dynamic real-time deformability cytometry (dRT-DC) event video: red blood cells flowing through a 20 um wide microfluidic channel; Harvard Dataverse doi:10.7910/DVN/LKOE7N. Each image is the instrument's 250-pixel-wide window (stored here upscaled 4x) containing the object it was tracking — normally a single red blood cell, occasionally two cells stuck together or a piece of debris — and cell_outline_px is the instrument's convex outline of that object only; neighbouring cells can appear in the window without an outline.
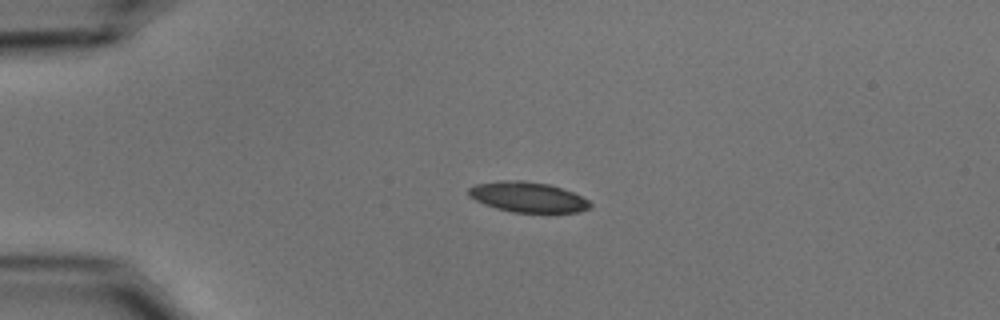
{"species": "common noctule bat (a hibernating species)", "species_latin": "Nyctalus noctula", "temperature_condition": "cold", "stored_images_in_passage": 42, "camera_frame_rate_fps": 3000, "um_per_image_px": 0.085, "animal": {"sex": "male", "body_mass_g": 15.6}, "frame": {"image": 1, "passage_image": 1, "time_ms": 0.0, "image_size_px": [1000, 320], "cell_outline_px": [[592, 208], [580, 212], [512, 212], [496, 208], [484, 204], [468, 196], [468, 188], [476, 184], [500, 180], [520, 180], [548, 184], [572, 192], [588, 200], [592, 204]], "centroid_in_image_um": [44.85, 16.75], "position_along_channel_um": 40.1, "area_um2": 21.39}}
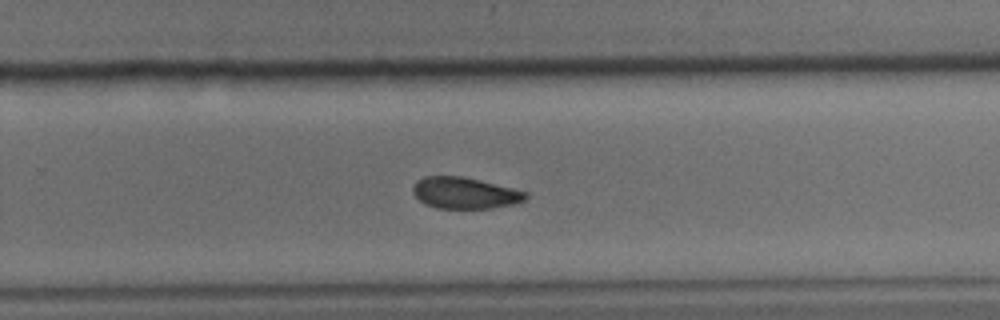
{"frame": {"image": 2, "passage_image": 24, "time_ms": 7.667, "image_size_px": [1000, 320], "cell_outline_px": [[528, 196], [524, 200], [512, 204], [492, 208], [436, 208], [424, 204], [412, 192], [412, 188], [416, 180], [424, 176], [460, 176], [480, 180], [528, 192]], "centroid_in_image_um": [39.48, 16.4], "position_along_channel_um": 290.3, "area_um2": 20.58}}
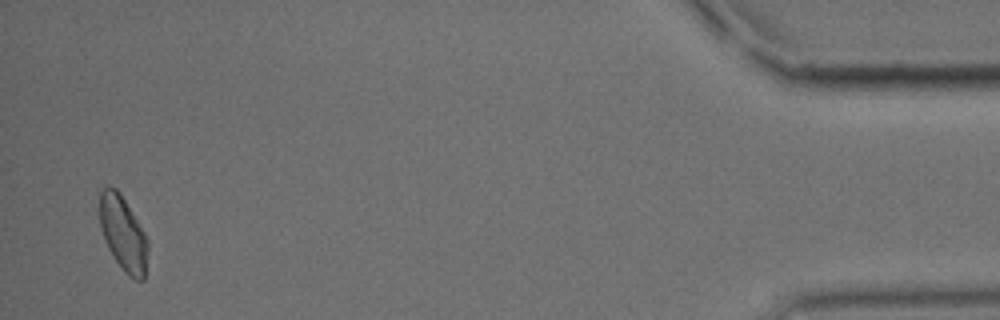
{"frame": {"image": 3, "passage_image": 41, "time_ms": 13.333, "image_size_px": [1000, 320], "cell_outline_px": [[148, 248], [144, 280], [136, 280], [128, 276], [124, 272], [108, 248], [104, 240], [100, 224], [100, 192], [104, 188], [116, 188], [120, 192], [144, 232], [148, 240]], "centroid_in_image_um": [10.47, 19.88], "position_along_channel_um": 424.7, "area_um2": 20.75}, "authors_computed_cell_mechanics": {"area_um2": 21.7328, "velocity_mm_per_s": 3.7164, "shape_relaxation_time_tau1_ms": 4.1449, "shape_relaxation_time_tau2_ms": null, "deformation_change_tau1": 0.1088, "deformation_change_tau2": null}}